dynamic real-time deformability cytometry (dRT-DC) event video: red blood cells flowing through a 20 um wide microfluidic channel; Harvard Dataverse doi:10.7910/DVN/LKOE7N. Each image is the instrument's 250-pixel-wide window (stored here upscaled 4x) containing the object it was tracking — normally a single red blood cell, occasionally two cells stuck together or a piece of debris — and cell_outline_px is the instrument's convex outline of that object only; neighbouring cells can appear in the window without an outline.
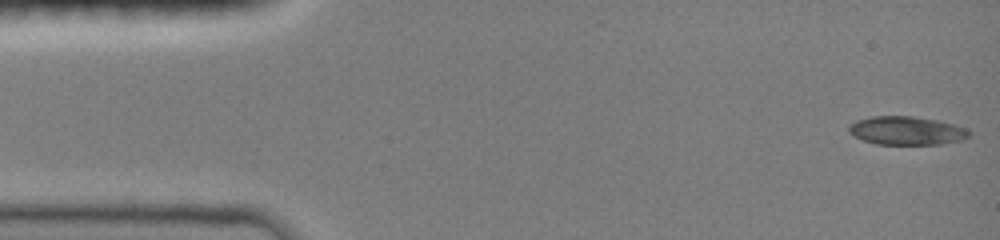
{"species": "common noctule bat (a hibernating species)", "species_latin": "Nyctalus noctula", "temperature_condition": "room temperature", "stored_images_in_passage": 47, "camera_frame_rate_fps": 3000, "um_per_image_px": 0.085, "animal": {"sex": "female", "body_mass_g": 19.0, "forearm_length_mm": 51.5}, "frame": {"image": 1, "passage_image": 1, "time_ms": 0.0, "image_size_px": [1000, 240], "cell_outline_px": [[972, 132], [968, 136], [960, 140], [940, 144], [876, 144], [864, 140], [848, 132], [848, 124], [856, 120], [872, 116], [912, 116], [936, 120], [952, 124], [964, 128]], "centroid_in_image_um": [77.01, 11.1], "position_along_channel_um": 8.0, "area_um2": 19.77}}
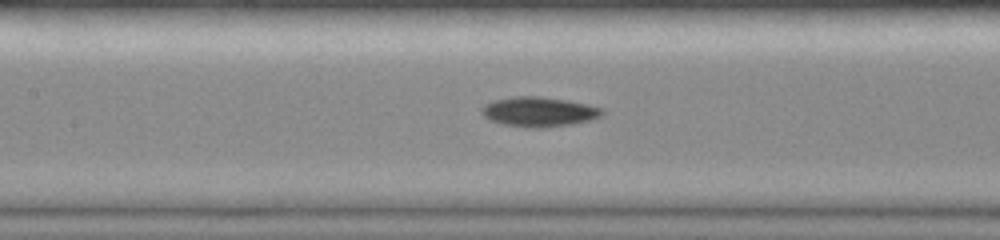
{"frame": {"image": 2, "passage_image": 21, "time_ms": 6.667, "image_size_px": [1000, 240], "cell_outline_px": [[604, 112], [600, 116], [592, 120], [572, 124], [544, 128], [528, 128], [504, 124], [492, 120], [484, 116], [480, 112], [480, 108], [484, 104], [492, 100], [512, 96], [540, 96], [568, 100], [588, 104], [604, 108]], "centroid_in_image_um": [45.82, 9.49], "position_along_channel_um": 161.6, "area_um2": 21.21}}
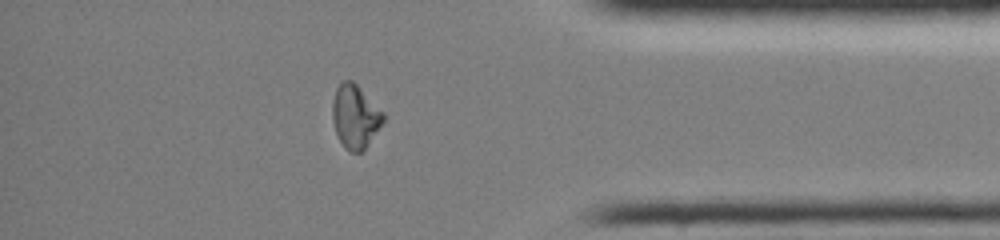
{"frame": {"image": 3, "passage_image": 40, "time_ms": 13.0, "image_size_px": [1000, 240], "cell_outline_px": [[384, 120], [364, 148], [360, 152], [348, 152], [344, 148], [336, 132], [332, 120], [332, 100], [336, 88], [344, 80], [352, 80], [384, 112]], "centroid_in_image_um": [30.16, 9.89], "position_along_channel_um": 405.0, "area_um2": 18.55}, "authors_computed_cell_mechanics": {"area_um2": 19.4208, "velocity_mm_per_s": 4.0518, "shape_relaxation_time_tau1_ms": 5.8179, "shape_relaxation_time_tau2_ms": null, "deformation_change_tau1": 0.2091, "deformation_change_tau2": null}}